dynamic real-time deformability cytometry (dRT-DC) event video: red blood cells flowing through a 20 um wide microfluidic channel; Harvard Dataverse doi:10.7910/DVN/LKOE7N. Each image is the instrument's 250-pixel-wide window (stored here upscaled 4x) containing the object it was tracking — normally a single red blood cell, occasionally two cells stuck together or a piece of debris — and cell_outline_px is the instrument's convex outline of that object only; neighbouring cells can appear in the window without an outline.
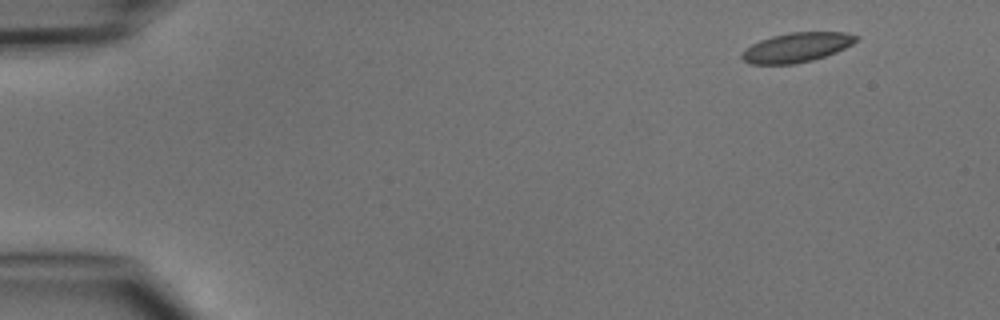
{"species": "common noctule bat (a hibernating species)", "species_latin": "Nyctalus noctula", "temperature_condition": "cold", "stored_images_in_passage": 4, "camera_frame_rate_fps": 3000, "um_per_image_px": 0.085, "animal": {"sex": "male", "body_mass_g": 15.6}, "frame": {"image": 1, "passage_image": 1, "time_ms": 0.0, "image_size_px": [1000, 320], "cell_outline_px": [[860, 36], [852, 44], [836, 52], [812, 60], [796, 64], [752, 64], [744, 60], [740, 56], [740, 52], [744, 48], [760, 40], [772, 36], [788, 32], [844, 32]], "centroid_in_image_um": [67.68, 4.03], "position_along_channel_um": 17.3, "area_um2": 19.71}}
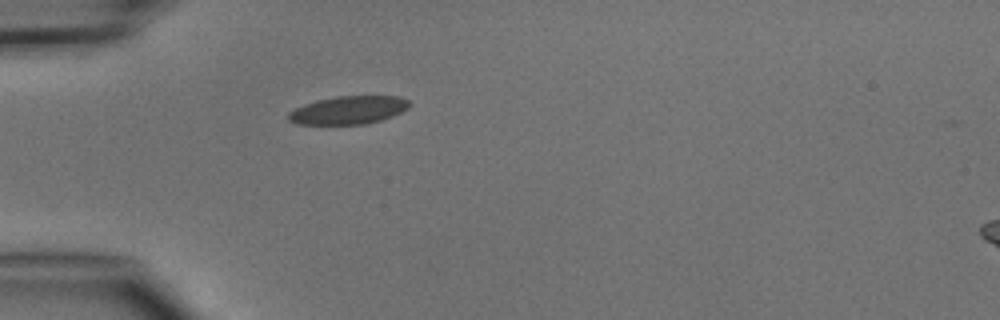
{"frame": {"image": 2, "passage_image": 4, "time_ms": 3.333, "image_size_px": [1000, 320], "cell_outline_px": [[412, 104], [408, 108], [392, 116], [380, 120], [364, 124], [296, 124], [288, 120], [288, 112], [304, 104], [316, 100], [336, 96], [400, 96], [408, 100]], "centroid_in_image_um": [29.62, 9.35], "position_along_channel_um": 55.4, "area_um2": 19.83}}